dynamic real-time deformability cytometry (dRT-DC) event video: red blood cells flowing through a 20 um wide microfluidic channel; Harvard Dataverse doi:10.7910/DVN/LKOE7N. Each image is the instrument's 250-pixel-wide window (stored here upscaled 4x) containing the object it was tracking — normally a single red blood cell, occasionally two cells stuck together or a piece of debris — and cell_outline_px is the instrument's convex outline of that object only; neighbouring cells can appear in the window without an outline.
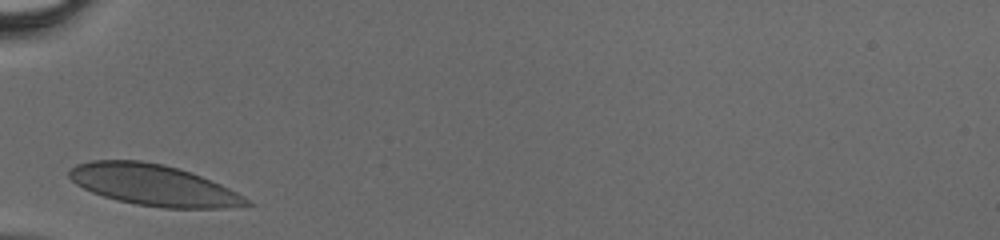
{"species": "human", "species_latin": "Homo sapiens", "temperature_condition": "cold", "stored_images_in_passage": 23, "camera_frame_rate_fps": 3000, "um_per_image_px": 0.085, "donor": {"sex": "male"}, "frame": {"image": 1, "passage_image": 1, "time_ms": 0.0, "image_size_px": [1000, 240], "cell_outline_px": [[256, 204], [224, 208], [164, 208], [136, 204], [116, 200], [92, 192], [76, 184], [68, 176], [68, 172], [76, 164], [92, 160], [140, 160], [164, 164], [192, 172], [220, 184], [244, 196]], "centroid_in_image_um": [13.06, 15.73], "position_along_channel_um": 71.9, "area_um2": 42.48}}
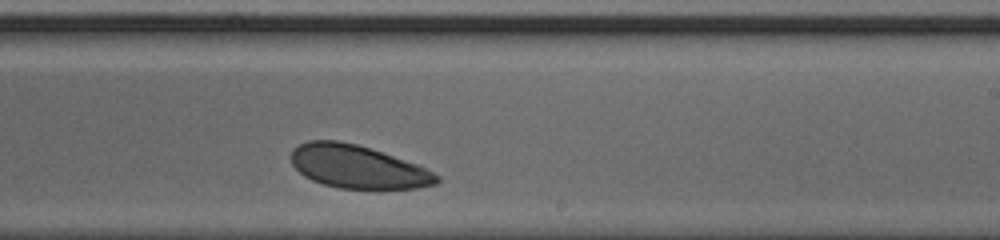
{"frame": {"image": 2, "passage_image": 14, "time_ms": 4.333, "image_size_px": [1000, 240], "cell_outline_px": [[440, 180], [436, 184], [416, 188], [380, 192], [336, 188], [312, 180], [304, 176], [292, 164], [292, 148], [308, 140], [340, 140], [356, 144], [416, 164], [440, 176]], "centroid_in_image_um": [30.42, 14.23], "position_along_channel_um": 258.6, "area_um2": 37.22}}
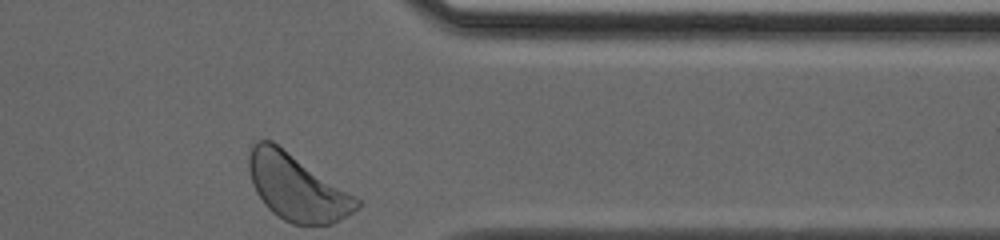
{"frame": {"image": 3, "passage_image": 23, "time_ms": 7.333, "image_size_px": [1000, 240], "cell_outline_px": [[364, 200], [360, 208], [340, 220], [332, 224], [292, 224], [284, 220], [272, 212], [264, 204], [256, 192], [252, 184], [248, 168], [248, 156], [252, 144], [256, 140], [272, 140]], "centroid_in_image_um": [25.27, 15.91], "position_along_channel_um": 386.1, "area_um2": 42.31}}